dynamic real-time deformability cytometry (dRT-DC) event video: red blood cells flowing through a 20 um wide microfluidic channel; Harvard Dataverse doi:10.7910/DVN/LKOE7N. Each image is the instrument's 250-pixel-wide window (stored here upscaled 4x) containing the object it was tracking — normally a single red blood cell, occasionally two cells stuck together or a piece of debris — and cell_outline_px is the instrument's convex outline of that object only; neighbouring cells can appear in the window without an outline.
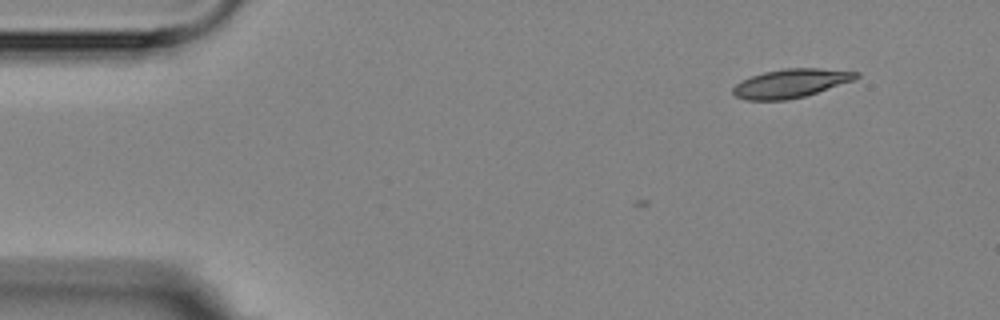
{"species": "Egyptian fruit bat (a non-hibernating species)", "species_latin": "Rousettus aegyptiacus", "temperature_condition": "room temperature", "stored_images_in_passage": 3, "camera_frame_rate_fps": 3000, "um_per_image_px": 0.085, "animal": {"sex": "female"}, "frame": {"image": 1, "passage_image": 3, "time_ms": 2.333, "image_size_px": [1000, 320], "cell_outline_px": [[860, 76], [852, 80], [804, 96], [788, 100], [744, 100], [736, 96], [732, 92], [732, 88], [740, 80], [764, 72], [784, 68], [820, 68], [860, 72]], "centroid_in_image_um": [67.17, 7.08], "position_along_channel_um": 17.8, "area_um2": 20.46}}